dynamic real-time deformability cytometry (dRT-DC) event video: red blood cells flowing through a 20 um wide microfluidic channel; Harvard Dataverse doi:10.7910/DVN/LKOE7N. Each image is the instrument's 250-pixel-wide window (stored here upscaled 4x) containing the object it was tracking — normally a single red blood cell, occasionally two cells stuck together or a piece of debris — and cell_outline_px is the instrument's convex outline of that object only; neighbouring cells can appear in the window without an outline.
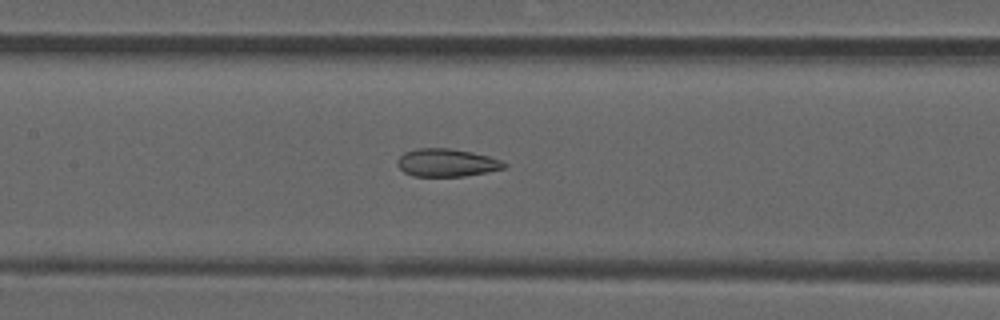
{"species": "common noctule bat (a hibernating species)", "species_latin": "Nyctalus noctula", "temperature_condition": "room temperature", "stored_images_in_passage": 38, "camera_frame_rate_fps": 3000, "um_per_image_px": 0.085, "animal": {"sex": "male", "forearm_length_mm": 52.5}, "frame": {"image": 1, "passage_image": 18, "time_ms": 5.667, "image_size_px": [1000, 320], "cell_outline_px": [[508, 164], [504, 168], [464, 176], [412, 176], [404, 172], [396, 164], [396, 160], [404, 152], [416, 148], [448, 148], [472, 152], [488, 156], [500, 160]], "centroid_in_image_um": [37.92, 13.82], "position_along_channel_um": 169.5, "area_um2": 17.28}}
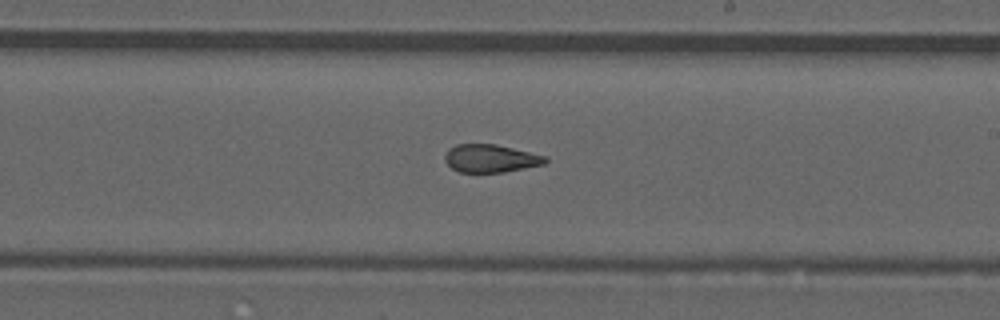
{"frame": {"image": 2, "passage_image": 24, "time_ms": 7.667, "image_size_px": [1000, 320], "cell_outline_px": [[548, 160], [544, 164], [504, 172], [460, 172], [452, 168], [444, 160], [444, 156], [448, 148], [456, 144], [496, 144], [548, 156]], "centroid_in_image_um": [41.7, 13.45], "position_along_channel_um": 247.3, "area_um2": 16.42}}
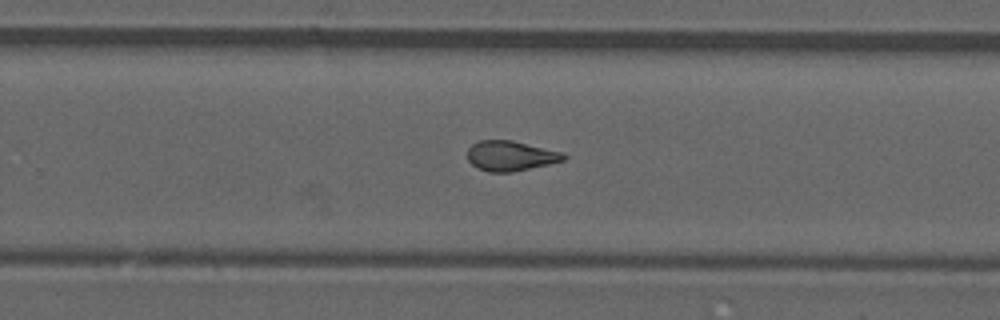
{"frame": {"image": 3, "passage_image": 27, "time_ms": 8.667, "image_size_px": [1000, 320], "cell_outline_px": [[568, 156], [564, 160], [548, 164], [512, 172], [488, 172], [476, 168], [468, 160], [468, 148], [472, 144], [480, 140], [512, 140], [564, 152]], "centroid_in_image_um": [43.4, 13.24], "position_along_channel_um": 286.4, "area_um2": 16.94}, "authors_computed_cell_mechanics": {"area_um2": 17.5712, "velocity_mm_per_s": 3.9163, "shape_relaxation_time_tau1_ms": null, "shape_relaxation_time_tau2_ms": 1.9563, "deformation_change_tau1": null, "deformation_change_tau2": 0.1028}}